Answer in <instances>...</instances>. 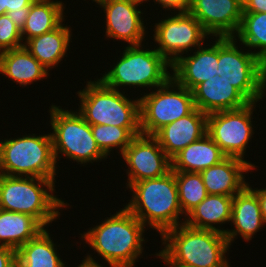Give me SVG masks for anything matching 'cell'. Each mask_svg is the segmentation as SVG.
I'll list each match as a JSON object with an SVG mask.
<instances>
[{
  "mask_svg": "<svg viewBox=\"0 0 266 267\" xmlns=\"http://www.w3.org/2000/svg\"><path fill=\"white\" fill-rule=\"evenodd\" d=\"M107 218V219H106ZM81 234L109 267H135L143 256L146 226L126 207Z\"/></svg>",
  "mask_w": 266,
  "mask_h": 267,
  "instance_id": "cell-1",
  "label": "cell"
},
{
  "mask_svg": "<svg viewBox=\"0 0 266 267\" xmlns=\"http://www.w3.org/2000/svg\"><path fill=\"white\" fill-rule=\"evenodd\" d=\"M161 241L164 248L154 255L166 266L231 267L226 257L230 245L223 233L183 223L167 230Z\"/></svg>",
  "mask_w": 266,
  "mask_h": 267,
  "instance_id": "cell-2",
  "label": "cell"
},
{
  "mask_svg": "<svg viewBox=\"0 0 266 267\" xmlns=\"http://www.w3.org/2000/svg\"><path fill=\"white\" fill-rule=\"evenodd\" d=\"M129 189L133 192L132 198L123 206L145 226L158 231L160 236L185 222L180 219L185 215L179 203L174 171L170 170L161 177L135 182Z\"/></svg>",
  "mask_w": 266,
  "mask_h": 267,
  "instance_id": "cell-3",
  "label": "cell"
},
{
  "mask_svg": "<svg viewBox=\"0 0 266 267\" xmlns=\"http://www.w3.org/2000/svg\"><path fill=\"white\" fill-rule=\"evenodd\" d=\"M55 182V179L0 174V209L28 214L45 228L60 217V209L70 206L54 195Z\"/></svg>",
  "mask_w": 266,
  "mask_h": 267,
  "instance_id": "cell-4",
  "label": "cell"
},
{
  "mask_svg": "<svg viewBox=\"0 0 266 267\" xmlns=\"http://www.w3.org/2000/svg\"><path fill=\"white\" fill-rule=\"evenodd\" d=\"M77 94L80 98L77 111L90 125H114L127 128L134 136L141 134L140 98L129 99L125 91L112 89L100 79L87 81Z\"/></svg>",
  "mask_w": 266,
  "mask_h": 267,
  "instance_id": "cell-5",
  "label": "cell"
},
{
  "mask_svg": "<svg viewBox=\"0 0 266 267\" xmlns=\"http://www.w3.org/2000/svg\"><path fill=\"white\" fill-rule=\"evenodd\" d=\"M57 167L51 132L0 140V174L56 179Z\"/></svg>",
  "mask_w": 266,
  "mask_h": 267,
  "instance_id": "cell-6",
  "label": "cell"
},
{
  "mask_svg": "<svg viewBox=\"0 0 266 267\" xmlns=\"http://www.w3.org/2000/svg\"><path fill=\"white\" fill-rule=\"evenodd\" d=\"M122 54L114 67L99 78L112 89L120 91L122 88L119 87L132 86L150 87V90L164 85L171 78L168 69L172 65L155 48L144 50L142 44L127 45Z\"/></svg>",
  "mask_w": 266,
  "mask_h": 267,
  "instance_id": "cell-7",
  "label": "cell"
},
{
  "mask_svg": "<svg viewBox=\"0 0 266 267\" xmlns=\"http://www.w3.org/2000/svg\"><path fill=\"white\" fill-rule=\"evenodd\" d=\"M49 109L53 152L57 164V160L61 158L59 154L84 165L107 158L96 144L91 125L77 110L68 111L53 104Z\"/></svg>",
  "mask_w": 266,
  "mask_h": 267,
  "instance_id": "cell-8",
  "label": "cell"
},
{
  "mask_svg": "<svg viewBox=\"0 0 266 267\" xmlns=\"http://www.w3.org/2000/svg\"><path fill=\"white\" fill-rule=\"evenodd\" d=\"M237 43L236 37H218V69L249 102L263 101L266 65L249 49L241 51Z\"/></svg>",
  "mask_w": 266,
  "mask_h": 267,
  "instance_id": "cell-9",
  "label": "cell"
},
{
  "mask_svg": "<svg viewBox=\"0 0 266 267\" xmlns=\"http://www.w3.org/2000/svg\"><path fill=\"white\" fill-rule=\"evenodd\" d=\"M192 91L179 85L172 77L155 90L140 97V130L154 135L171 122L195 109Z\"/></svg>",
  "mask_w": 266,
  "mask_h": 267,
  "instance_id": "cell-10",
  "label": "cell"
},
{
  "mask_svg": "<svg viewBox=\"0 0 266 267\" xmlns=\"http://www.w3.org/2000/svg\"><path fill=\"white\" fill-rule=\"evenodd\" d=\"M257 102L227 111L214 112L207 115V134L220 147L226 157H234L246 161L253 169L255 164L245 160L246 148L252 139L253 111ZM245 155V156H244Z\"/></svg>",
  "mask_w": 266,
  "mask_h": 267,
  "instance_id": "cell-11",
  "label": "cell"
},
{
  "mask_svg": "<svg viewBox=\"0 0 266 267\" xmlns=\"http://www.w3.org/2000/svg\"><path fill=\"white\" fill-rule=\"evenodd\" d=\"M173 13L171 17L167 16L155 23L154 34L151 37L155 44H158V47L155 46L156 51L171 65L183 54L189 51L191 53L202 46L205 38L210 37L200 22L189 12Z\"/></svg>",
  "mask_w": 266,
  "mask_h": 267,
  "instance_id": "cell-12",
  "label": "cell"
},
{
  "mask_svg": "<svg viewBox=\"0 0 266 267\" xmlns=\"http://www.w3.org/2000/svg\"><path fill=\"white\" fill-rule=\"evenodd\" d=\"M126 165V188L133 183L161 177L171 170V159L153 135L139 134L121 154Z\"/></svg>",
  "mask_w": 266,
  "mask_h": 267,
  "instance_id": "cell-13",
  "label": "cell"
},
{
  "mask_svg": "<svg viewBox=\"0 0 266 267\" xmlns=\"http://www.w3.org/2000/svg\"><path fill=\"white\" fill-rule=\"evenodd\" d=\"M142 0H103L97 3L104 11L105 36L109 39L124 41L128 46L140 45L146 33L143 12L138 8ZM142 14V15H141ZM146 34V35H145Z\"/></svg>",
  "mask_w": 266,
  "mask_h": 267,
  "instance_id": "cell-14",
  "label": "cell"
},
{
  "mask_svg": "<svg viewBox=\"0 0 266 267\" xmlns=\"http://www.w3.org/2000/svg\"><path fill=\"white\" fill-rule=\"evenodd\" d=\"M189 13L214 37H234L243 15V0H191Z\"/></svg>",
  "mask_w": 266,
  "mask_h": 267,
  "instance_id": "cell-15",
  "label": "cell"
},
{
  "mask_svg": "<svg viewBox=\"0 0 266 267\" xmlns=\"http://www.w3.org/2000/svg\"><path fill=\"white\" fill-rule=\"evenodd\" d=\"M194 104L205 114L239 109L250 103L234 86L221 75L219 69L193 90Z\"/></svg>",
  "mask_w": 266,
  "mask_h": 267,
  "instance_id": "cell-16",
  "label": "cell"
},
{
  "mask_svg": "<svg viewBox=\"0 0 266 267\" xmlns=\"http://www.w3.org/2000/svg\"><path fill=\"white\" fill-rule=\"evenodd\" d=\"M212 45H202L192 55L180 56L170 71L171 77L181 86L192 91L198 84L208 80L218 69V37ZM204 46V47H203Z\"/></svg>",
  "mask_w": 266,
  "mask_h": 267,
  "instance_id": "cell-17",
  "label": "cell"
},
{
  "mask_svg": "<svg viewBox=\"0 0 266 267\" xmlns=\"http://www.w3.org/2000/svg\"><path fill=\"white\" fill-rule=\"evenodd\" d=\"M207 134V114L195 108L190 114L159 129L153 136L172 159L190 143Z\"/></svg>",
  "mask_w": 266,
  "mask_h": 267,
  "instance_id": "cell-18",
  "label": "cell"
},
{
  "mask_svg": "<svg viewBox=\"0 0 266 267\" xmlns=\"http://www.w3.org/2000/svg\"><path fill=\"white\" fill-rule=\"evenodd\" d=\"M250 170L254 169L246 161L226 157L200 174L208 194L234 196L247 186L245 174Z\"/></svg>",
  "mask_w": 266,
  "mask_h": 267,
  "instance_id": "cell-19",
  "label": "cell"
},
{
  "mask_svg": "<svg viewBox=\"0 0 266 267\" xmlns=\"http://www.w3.org/2000/svg\"><path fill=\"white\" fill-rule=\"evenodd\" d=\"M231 222L233 229H227L225 233L230 247L237 236L247 242L266 225L261 215L259 199L248 186L233 196Z\"/></svg>",
  "mask_w": 266,
  "mask_h": 267,
  "instance_id": "cell-20",
  "label": "cell"
},
{
  "mask_svg": "<svg viewBox=\"0 0 266 267\" xmlns=\"http://www.w3.org/2000/svg\"><path fill=\"white\" fill-rule=\"evenodd\" d=\"M64 25L62 22L52 31L24 42L23 46L48 72L58 66V63L63 61L62 59L68 54L67 51L70 47V42H72V29Z\"/></svg>",
  "mask_w": 266,
  "mask_h": 267,
  "instance_id": "cell-21",
  "label": "cell"
},
{
  "mask_svg": "<svg viewBox=\"0 0 266 267\" xmlns=\"http://www.w3.org/2000/svg\"><path fill=\"white\" fill-rule=\"evenodd\" d=\"M225 154L208 134L190 143L171 159V170L174 172H196L220 163Z\"/></svg>",
  "mask_w": 266,
  "mask_h": 267,
  "instance_id": "cell-22",
  "label": "cell"
},
{
  "mask_svg": "<svg viewBox=\"0 0 266 267\" xmlns=\"http://www.w3.org/2000/svg\"><path fill=\"white\" fill-rule=\"evenodd\" d=\"M0 73L23 87L47 79L50 72L22 46L0 52Z\"/></svg>",
  "mask_w": 266,
  "mask_h": 267,
  "instance_id": "cell-23",
  "label": "cell"
},
{
  "mask_svg": "<svg viewBox=\"0 0 266 267\" xmlns=\"http://www.w3.org/2000/svg\"><path fill=\"white\" fill-rule=\"evenodd\" d=\"M233 196L208 194L184 219V223L195 229L214 230L225 234L220 225L231 221ZM218 225L217 227L214 225Z\"/></svg>",
  "mask_w": 266,
  "mask_h": 267,
  "instance_id": "cell-24",
  "label": "cell"
},
{
  "mask_svg": "<svg viewBox=\"0 0 266 267\" xmlns=\"http://www.w3.org/2000/svg\"><path fill=\"white\" fill-rule=\"evenodd\" d=\"M45 229L34 217L0 209V246L18 250Z\"/></svg>",
  "mask_w": 266,
  "mask_h": 267,
  "instance_id": "cell-25",
  "label": "cell"
},
{
  "mask_svg": "<svg viewBox=\"0 0 266 267\" xmlns=\"http://www.w3.org/2000/svg\"><path fill=\"white\" fill-rule=\"evenodd\" d=\"M64 3L58 0H35L21 30L22 41L57 28L64 20Z\"/></svg>",
  "mask_w": 266,
  "mask_h": 267,
  "instance_id": "cell-26",
  "label": "cell"
},
{
  "mask_svg": "<svg viewBox=\"0 0 266 267\" xmlns=\"http://www.w3.org/2000/svg\"><path fill=\"white\" fill-rule=\"evenodd\" d=\"M47 229L17 250V267H67ZM56 247V248H55Z\"/></svg>",
  "mask_w": 266,
  "mask_h": 267,
  "instance_id": "cell-27",
  "label": "cell"
},
{
  "mask_svg": "<svg viewBox=\"0 0 266 267\" xmlns=\"http://www.w3.org/2000/svg\"><path fill=\"white\" fill-rule=\"evenodd\" d=\"M234 37L245 48H251L250 51L254 49L253 54L266 65V12H243L239 30Z\"/></svg>",
  "mask_w": 266,
  "mask_h": 267,
  "instance_id": "cell-28",
  "label": "cell"
},
{
  "mask_svg": "<svg viewBox=\"0 0 266 267\" xmlns=\"http://www.w3.org/2000/svg\"><path fill=\"white\" fill-rule=\"evenodd\" d=\"M179 203L186 215L208 195L200 173L175 172Z\"/></svg>",
  "mask_w": 266,
  "mask_h": 267,
  "instance_id": "cell-29",
  "label": "cell"
},
{
  "mask_svg": "<svg viewBox=\"0 0 266 267\" xmlns=\"http://www.w3.org/2000/svg\"><path fill=\"white\" fill-rule=\"evenodd\" d=\"M91 129L97 146L106 157L113 148H118V153L122 154L135 137L127 128L114 125H91Z\"/></svg>",
  "mask_w": 266,
  "mask_h": 267,
  "instance_id": "cell-30",
  "label": "cell"
},
{
  "mask_svg": "<svg viewBox=\"0 0 266 267\" xmlns=\"http://www.w3.org/2000/svg\"><path fill=\"white\" fill-rule=\"evenodd\" d=\"M22 35L19 28L6 14L0 15V52L22 47Z\"/></svg>",
  "mask_w": 266,
  "mask_h": 267,
  "instance_id": "cell-31",
  "label": "cell"
},
{
  "mask_svg": "<svg viewBox=\"0 0 266 267\" xmlns=\"http://www.w3.org/2000/svg\"><path fill=\"white\" fill-rule=\"evenodd\" d=\"M35 0H5L6 13L21 31Z\"/></svg>",
  "mask_w": 266,
  "mask_h": 267,
  "instance_id": "cell-32",
  "label": "cell"
},
{
  "mask_svg": "<svg viewBox=\"0 0 266 267\" xmlns=\"http://www.w3.org/2000/svg\"><path fill=\"white\" fill-rule=\"evenodd\" d=\"M150 2L149 0H146L145 2ZM155 4H158L161 6V8H164L165 10H172L175 11V13H184L189 12L191 7V0H153Z\"/></svg>",
  "mask_w": 266,
  "mask_h": 267,
  "instance_id": "cell-33",
  "label": "cell"
},
{
  "mask_svg": "<svg viewBox=\"0 0 266 267\" xmlns=\"http://www.w3.org/2000/svg\"><path fill=\"white\" fill-rule=\"evenodd\" d=\"M0 267H17V251L0 246Z\"/></svg>",
  "mask_w": 266,
  "mask_h": 267,
  "instance_id": "cell-34",
  "label": "cell"
},
{
  "mask_svg": "<svg viewBox=\"0 0 266 267\" xmlns=\"http://www.w3.org/2000/svg\"><path fill=\"white\" fill-rule=\"evenodd\" d=\"M243 12H266V0H243Z\"/></svg>",
  "mask_w": 266,
  "mask_h": 267,
  "instance_id": "cell-35",
  "label": "cell"
},
{
  "mask_svg": "<svg viewBox=\"0 0 266 267\" xmlns=\"http://www.w3.org/2000/svg\"><path fill=\"white\" fill-rule=\"evenodd\" d=\"M247 186L257 195L259 199V205L261 210V215L263 218L264 223L266 224V188L261 189H253L250 184H247Z\"/></svg>",
  "mask_w": 266,
  "mask_h": 267,
  "instance_id": "cell-36",
  "label": "cell"
},
{
  "mask_svg": "<svg viewBox=\"0 0 266 267\" xmlns=\"http://www.w3.org/2000/svg\"><path fill=\"white\" fill-rule=\"evenodd\" d=\"M84 258L85 259H83L77 267H103L101 264L98 263V261L94 259V257H92L91 254H87V256Z\"/></svg>",
  "mask_w": 266,
  "mask_h": 267,
  "instance_id": "cell-37",
  "label": "cell"
},
{
  "mask_svg": "<svg viewBox=\"0 0 266 267\" xmlns=\"http://www.w3.org/2000/svg\"><path fill=\"white\" fill-rule=\"evenodd\" d=\"M6 14L5 0H0V15Z\"/></svg>",
  "mask_w": 266,
  "mask_h": 267,
  "instance_id": "cell-38",
  "label": "cell"
},
{
  "mask_svg": "<svg viewBox=\"0 0 266 267\" xmlns=\"http://www.w3.org/2000/svg\"><path fill=\"white\" fill-rule=\"evenodd\" d=\"M93 2H96V4L100 1H103V0H92Z\"/></svg>",
  "mask_w": 266,
  "mask_h": 267,
  "instance_id": "cell-39",
  "label": "cell"
},
{
  "mask_svg": "<svg viewBox=\"0 0 266 267\" xmlns=\"http://www.w3.org/2000/svg\"><path fill=\"white\" fill-rule=\"evenodd\" d=\"M168 267H184V266H168Z\"/></svg>",
  "mask_w": 266,
  "mask_h": 267,
  "instance_id": "cell-40",
  "label": "cell"
}]
</instances>
